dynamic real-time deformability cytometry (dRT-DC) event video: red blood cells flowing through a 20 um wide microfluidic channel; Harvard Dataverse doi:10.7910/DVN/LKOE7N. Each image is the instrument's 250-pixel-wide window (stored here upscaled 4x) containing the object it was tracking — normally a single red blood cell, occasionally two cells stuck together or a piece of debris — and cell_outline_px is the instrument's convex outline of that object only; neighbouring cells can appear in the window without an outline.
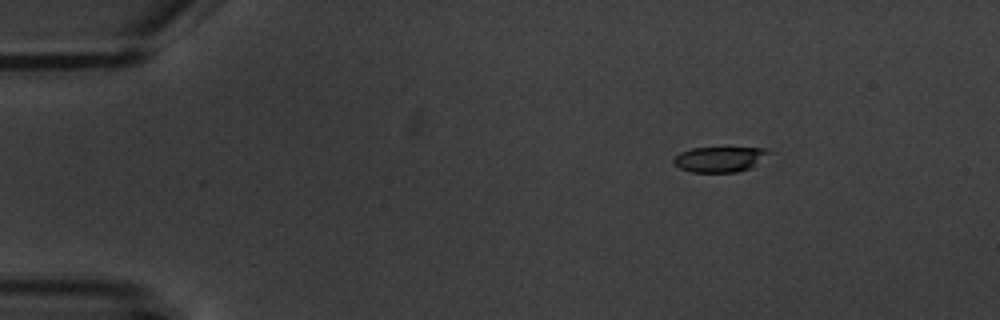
{"species": "common noctule bat (a hibernating species)", "species_latin": "Nyctalus noctula", "temperature_condition": "warm", "stored_images_in_passage": 4, "camera_frame_rate_fps": 3000, "um_per_image_px": 0.085, "animal": {"sex": "male", "body_mass_g": 20.1, "forearm_length_mm": 53.5}, "frame": {"image": 1, "passage_image": 2, "time_ms": 1.333, "image_size_px": [1000, 320], "cell_outline_px": [[776, 152], [756, 164], [748, 168], [736, 172], [692, 172], [680, 168], [672, 160], [680, 152], [692, 148], [768, 148]], "centroid_in_image_um": [61.25, 13.52], "position_along_channel_um": 23.7, "area_um2": 14.1}}